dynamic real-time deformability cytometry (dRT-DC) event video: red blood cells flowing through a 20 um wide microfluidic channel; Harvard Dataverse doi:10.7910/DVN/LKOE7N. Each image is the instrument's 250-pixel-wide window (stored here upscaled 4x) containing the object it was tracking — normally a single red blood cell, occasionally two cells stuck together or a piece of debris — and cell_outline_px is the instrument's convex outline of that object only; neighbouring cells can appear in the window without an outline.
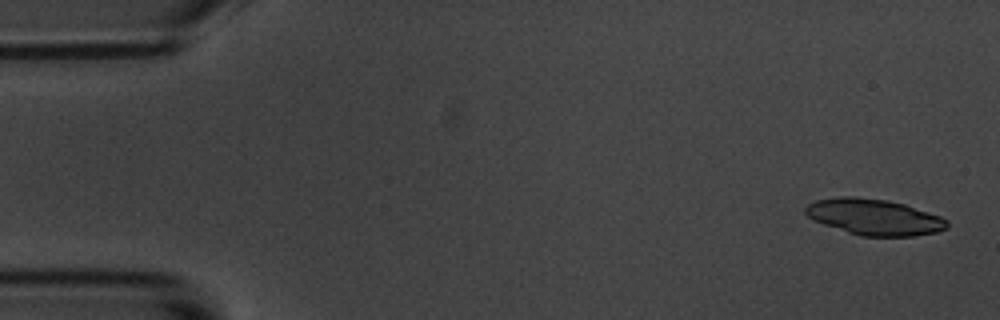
{"species": "common noctule bat (a hibernating species)", "species_latin": "Nyctalus noctula", "temperature_condition": "room temperature", "stored_images_in_passage": 5, "camera_frame_rate_fps": 3000, "um_per_image_px": 0.085, "animal": {"sex": "male", "body_mass_g": 20.1, "forearm_length_mm": 53.5}, "frame": {"image": 1, "passage_image": 1, "time_ms": 0.0, "image_size_px": [1000, 320], "cell_outline_px": [[948, 228], [936, 232], [916, 236], [860, 236], [812, 220], [804, 212], [804, 208], [808, 204], [816, 200], [840, 196], [856, 196], [888, 200], [904, 204], [940, 216], [948, 220]], "centroid_in_image_um": [74.3, 18.44], "position_along_channel_um": 10.7, "area_um2": 29.82}}